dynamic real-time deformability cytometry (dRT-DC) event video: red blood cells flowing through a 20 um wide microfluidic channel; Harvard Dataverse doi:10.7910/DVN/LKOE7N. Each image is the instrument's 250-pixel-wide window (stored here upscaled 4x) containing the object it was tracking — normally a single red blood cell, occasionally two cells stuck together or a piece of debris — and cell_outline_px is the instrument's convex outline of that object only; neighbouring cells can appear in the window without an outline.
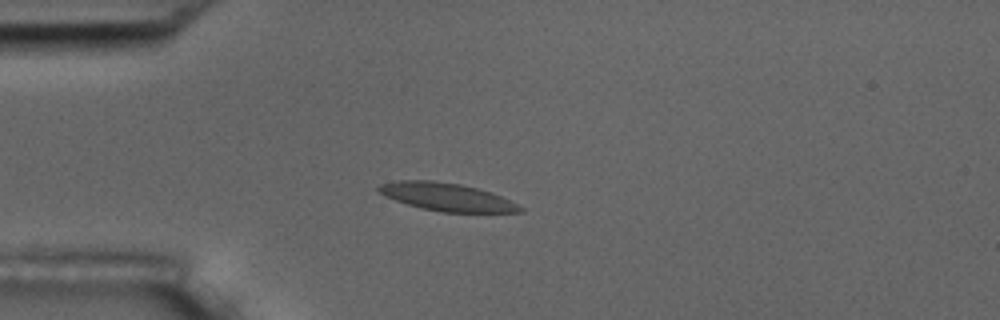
{"species": "common noctule bat (a hibernating species)", "species_latin": "Nyctalus noctula", "temperature_condition": "room temperature", "stored_images_in_passage": 5, "camera_frame_rate_fps": 3000, "um_per_image_px": 0.085, "animal": {"sex": "male", "body_mass_g": 17.5, "forearm_length_mm": 52.3}, "frame": {"image": 1, "passage_image": 3, "time_ms": 0.667, "image_size_px": [1000, 320], "cell_outline_px": [[524, 212], [440, 212], [420, 208], [396, 200], [376, 192], [376, 188], [380, 184], [400, 180], [432, 180], [460, 184], [476, 188], [500, 196], [524, 208]], "centroid_in_image_um": [37.92, 16.74], "position_along_channel_um": 47.1, "area_um2": 22.77}}
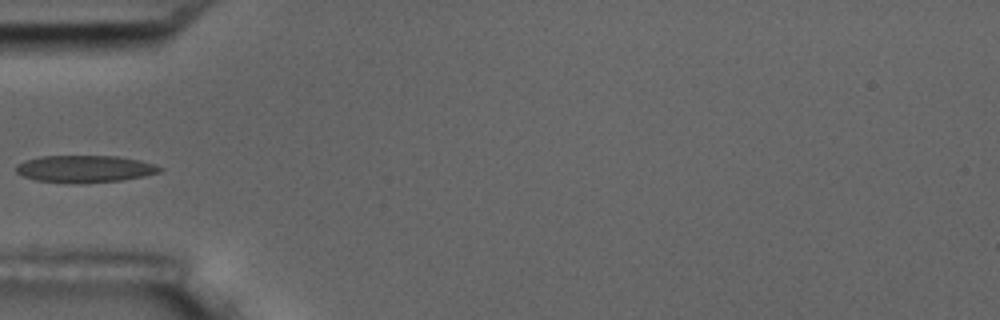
{"frame": {"image": 2, "passage_image": 4, "time_ms": 1.0, "image_size_px": [1000, 320], "cell_outline_px": [[164, 168], [160, 172], [144, 176], [120, 180], [80, 184], [76, 184], [36, 180], [24, 176], [16, 172], [16, 164], [24, 160], [40, 156], [116, 156], [140, 160], [156, 164]], "centroid_in_image_um": [7.21, 14.35], "position_along_channel_um": 77.8, "area_um2": 22.89}}